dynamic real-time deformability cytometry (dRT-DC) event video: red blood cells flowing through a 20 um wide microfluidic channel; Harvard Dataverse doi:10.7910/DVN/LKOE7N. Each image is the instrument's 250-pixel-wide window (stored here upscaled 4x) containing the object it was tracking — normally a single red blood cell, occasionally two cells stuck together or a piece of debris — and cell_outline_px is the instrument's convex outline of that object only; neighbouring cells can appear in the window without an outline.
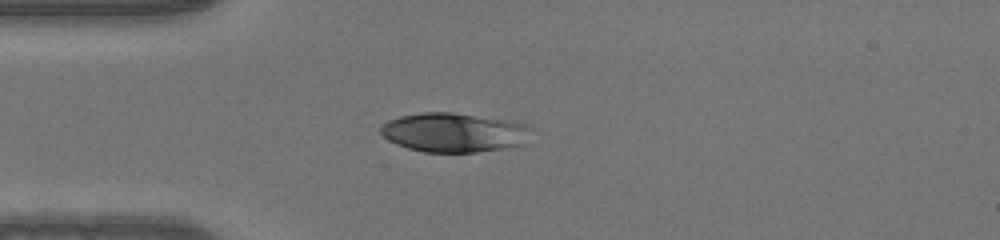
{"species": "human", "species_latin": "Homo sapiens", "temperature_condition": "warm", "stored_images_in_passage": 38, "camera_frame_rate_fps": 3000, "um_per_image_px": 0.085, "donor": {"sex": "male"}, "frame": {"image": 1, "passage_image": 1, "time_ms": 0.0, "image_size_px": [1000, 240], "cell_outline_px": [[528, 128], [520, 144], [504, 148], [476, 152], [424, 152], [408, 148], [396, 144], [388, 140], [380, 132], [380, 128], [388, 120], [400, 116], [424, 112], [452, 112], [512, 120], [528, 124]], "centroid_in_image_um": [38.51, 11.24], "position_along_channel_um": 46.5, "area_um2": 34.04}}
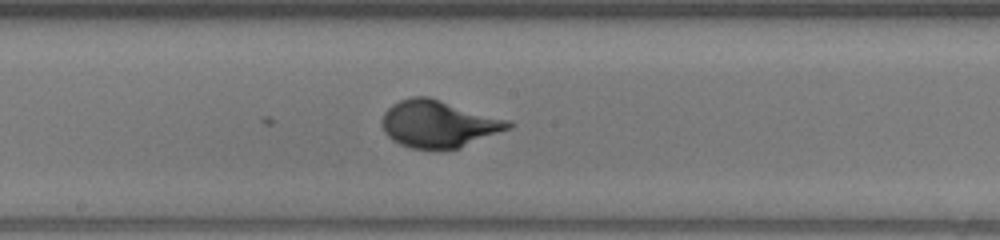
{"frame": {"image": 2, "passage_image": 14, "time_ms": 4.333, "image_size_px": [1000, 240], "cell_outline_px": [[516, 124], [512, 128], [460, 148], [412, 148], [400, 144], [392, 140], [384, 132], [380, 124], [384, 112], [392, 104], [400, 100], [412, 96], [428, 96], [512, 120]], "centroid_in_image_um": [37.32, 10.51], "position_along_channel_um": 210.9, "area_um2": 35.03}}
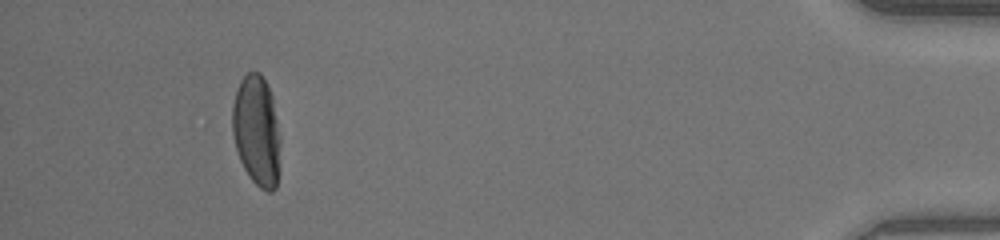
{"frame": {"image": 3, "passage_image": 34, "time_ms": 11.0, "image_size_px": [1000, 240], "cell_outline_px": [[280, 144], [276, 188], [272, 192], [268, 192], [260, 188], [248, 176], [240, 160], [236, 148], [232, 132], [232, 104], [236, 88], [240, 80], [248, 72], [260, 72], [272, 96], [280, 136]], "centroid_in_image_um": [21.8, 11.11], "position_along_channel_um": 413.4, "area_um2": 30.98}}